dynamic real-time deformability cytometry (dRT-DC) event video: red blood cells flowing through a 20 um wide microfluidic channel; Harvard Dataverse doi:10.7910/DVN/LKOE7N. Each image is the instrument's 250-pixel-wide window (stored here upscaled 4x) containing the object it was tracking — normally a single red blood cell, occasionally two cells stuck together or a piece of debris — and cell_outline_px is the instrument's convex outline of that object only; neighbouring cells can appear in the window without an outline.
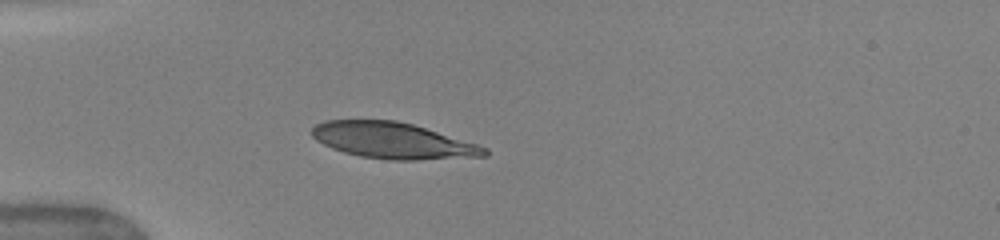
{"species": "human", "species_latin": "Homo sapiens", "temperature_condition": "warm", "stored_images_in_passage": 10, "camera_frame_rate_fps": 3000, "um_per_image_px": 0.085, "donor": {"sex": "female"}, "frame": {"image": 1, "passage_image": 1, "time_ms": 0.0, "image_size_px": [1000, 240], "cell_outline_px": [[488, 156], [412, 160], [392, 160], [360, 156], [344, 152], [332, 148], [316, 140], [308, 132], [316, 124], [324, 120], [396, 120], [412, 124], [476, 144], [488, 148]], "centroid_in_image_um": [33.35, 11.95], "position_along_channel_um": 51.7, "area_um2": 36.13}}